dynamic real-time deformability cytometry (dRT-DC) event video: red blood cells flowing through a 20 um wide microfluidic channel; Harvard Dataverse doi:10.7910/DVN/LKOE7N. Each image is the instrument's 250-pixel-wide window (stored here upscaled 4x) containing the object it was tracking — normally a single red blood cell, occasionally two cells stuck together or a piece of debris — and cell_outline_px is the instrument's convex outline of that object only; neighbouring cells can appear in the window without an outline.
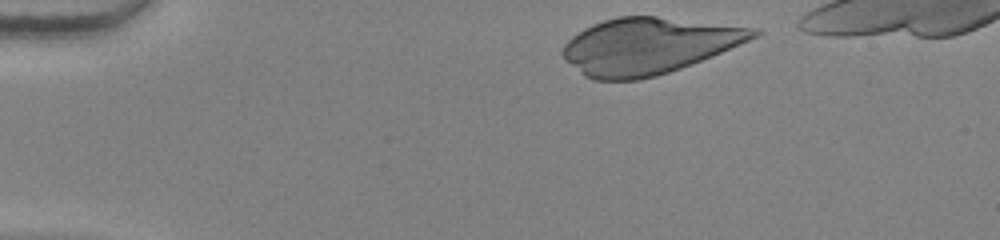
{"species": "human", "species_latin": "Homo sapiens", "temperature_condition": "warm", "stored_images_in_passage": 39, "camera_frame_rate_fps": 3000, "um_per_image_px": 0.085, "donor": {"sex": "female"}, "frame": {"image": 1, "passage_image": 2, "time_ms": 0.333, "image_size_px": [1000, 240], "cell_outline_px": [[764, 32], [748, 40], [712, 56], [680, 68], [656, 76], [640, 80], [592, 80], [584, 76], [564, 60], [560, 52], [564, 44], [572, 36], [584, 28], [592, 24], [604, 20], [620, 16], [656, 16], [764, 28]], "centroid_in_image_um": [55.11, 3.89], "position_along_channel_um": 29.9, "area_um2": 62.89}}